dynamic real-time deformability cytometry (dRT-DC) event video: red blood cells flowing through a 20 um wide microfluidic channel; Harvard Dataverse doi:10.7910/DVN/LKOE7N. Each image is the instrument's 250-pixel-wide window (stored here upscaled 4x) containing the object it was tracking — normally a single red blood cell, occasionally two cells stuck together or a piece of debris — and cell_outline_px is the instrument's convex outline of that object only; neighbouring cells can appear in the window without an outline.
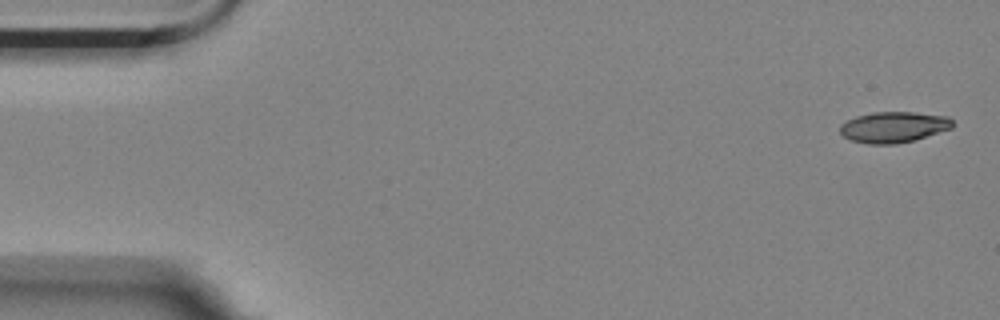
{"species": "Egyptian fruit bat (a non-hibernating species)", "species_latin": "Rousettus aegyptiacus", "temperature_condition": "room temperature", "stored_images_in_passage": 5, "camera_frame_rate_fps": 3000, "um_per_image_px": 0.085, "animal": {"sex": "female"}, "frame": {"image": 1, "passage_image": 1, "time_ms": 0.0, "image_size_px": [1000, 320], "cell_outline_px": [[952, 128], [912, 140], [896, 144], [868, 144], [852, 140], [844, 136], [840, 132], [840, 124], [856, 116], [872, 112], [916, 112], [948, 116], [952, 120]], "centroid_in_image_um": [75.94, 10.79], "position_along_channel_um": 9.1, "area_um2": 20.11}}
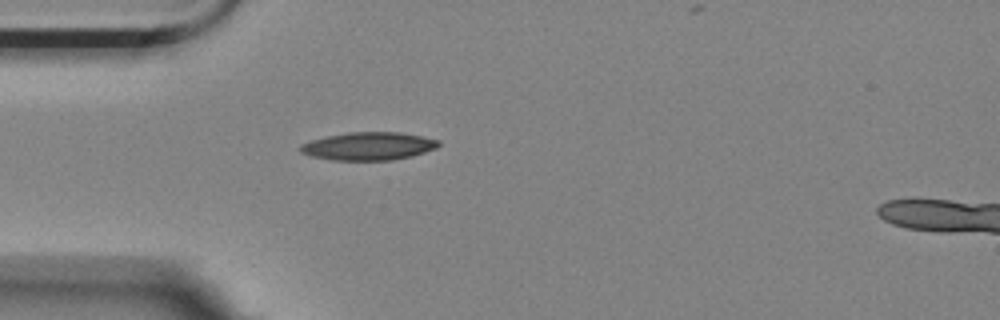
{"frame": {"image": 2, "passage_image": 4, "time_ms": 1.0, "image_size_px": [1000, 320], "cell_outline_px": [[440, 144], [436, 148], [412, 156], [392, 160], [332, 160], [312, 156], [300, 152], [300, 144], [312, 140], [328, 136], [348, 132], [400, 132], [440, 140]], "centroid_in_image_um": [31.33, 12.42], "position_along_channel_um": 53.7, "area_um2": 22.43}}